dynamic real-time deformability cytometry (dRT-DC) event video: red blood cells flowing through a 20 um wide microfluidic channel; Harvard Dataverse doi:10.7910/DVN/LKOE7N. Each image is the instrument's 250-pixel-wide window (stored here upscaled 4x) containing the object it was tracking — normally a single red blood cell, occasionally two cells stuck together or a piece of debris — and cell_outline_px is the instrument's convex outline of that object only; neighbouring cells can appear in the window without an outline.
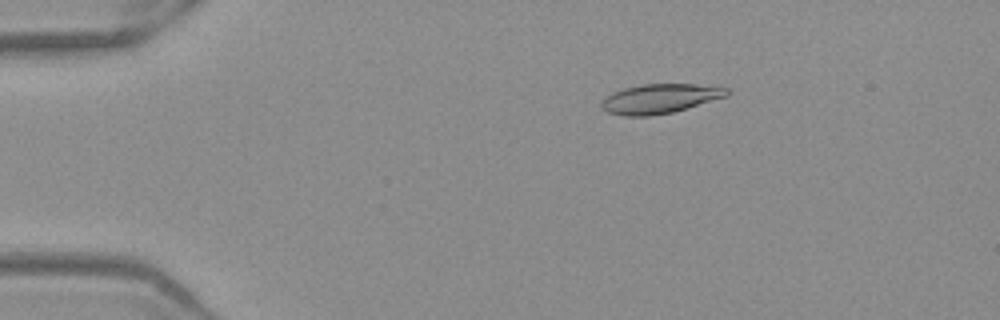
{"species": "Egyptian fruit bat (a non-hibernating species)", "species_latin": "Rousettus aegyptiacus", "temperature_condition": "warm", "stored_images_in_passage": 53, "camera_frame_rate_fps": 3000, "um_per_image_px": 0.085, "frame": {"image": 1, "passage_image": 10, "time_ms": 3.0, "image_size_px": [1000, 320], "cell_outline_px": [[732, 92], [728, 96], [672, 112], [648, 116], [624, 116], [608, 112], [600, 108], [600, 104], [612, 92], [624, 88], [640, 84], [696, 84], [728, 88]], "centroid_in_image_um": [56.1, 8.38], "position_along_channel_um": 28.9, "area_um2": 21.5}}
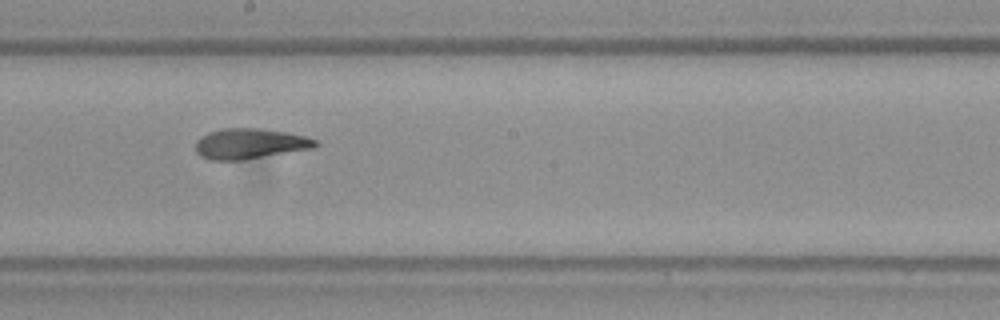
{"frame": {"image": 2, "passage_image": 30, "time_ms": 9.667, "image_size_px": [1000, 320], "cell_outline_px": [[320, 144], [316, 148], [240, 160], [208, 160], [200, 156], [196, 152], [196, 140], [208, 132], [220, 128], [264, 128], [288, 132], [320, 140]], "centroid_in_image_um": [21.28, 12.2], "position_along_channel_um": 226.9, "area_um2": 21.62}}
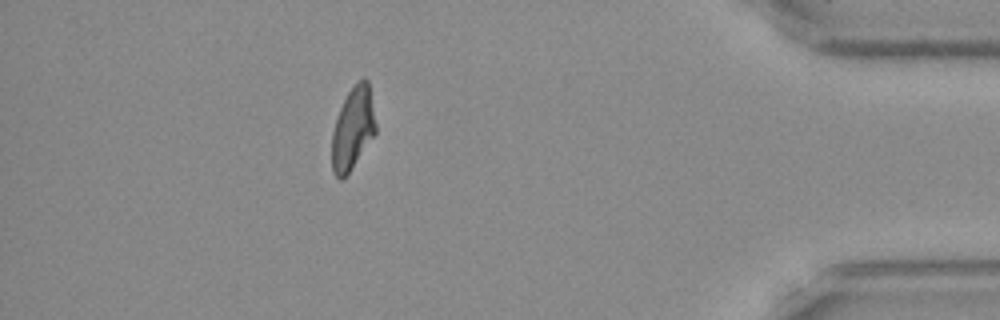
{"frame": {"image": 3, "passage_image": 47, "time_ms": 15.333, "image_size_px": [1000, 320], "cell_outline_px": [[376, 132], [352, 168], [340, 180], [332, 172], [332, 132], [336, 116], [348, 92], [364, 76], [368, 80], [376, 124]], "centroid_in_image_um": [29.98, 10.92], "position_along_channel_um": 405.2, "area_um2": 20.81}, "authors_computed_cell_mechanics": {"area_um2": 21.7906, "velocity_mm_per_s": 3.933, "shape_relaxation_time_tau1_ms": 10.0055, "shape_relaxation_time_tau2_ms": 2.078, "deformation_change_tau1": 0.258, "deformation_change_tau2": 0.0871}}